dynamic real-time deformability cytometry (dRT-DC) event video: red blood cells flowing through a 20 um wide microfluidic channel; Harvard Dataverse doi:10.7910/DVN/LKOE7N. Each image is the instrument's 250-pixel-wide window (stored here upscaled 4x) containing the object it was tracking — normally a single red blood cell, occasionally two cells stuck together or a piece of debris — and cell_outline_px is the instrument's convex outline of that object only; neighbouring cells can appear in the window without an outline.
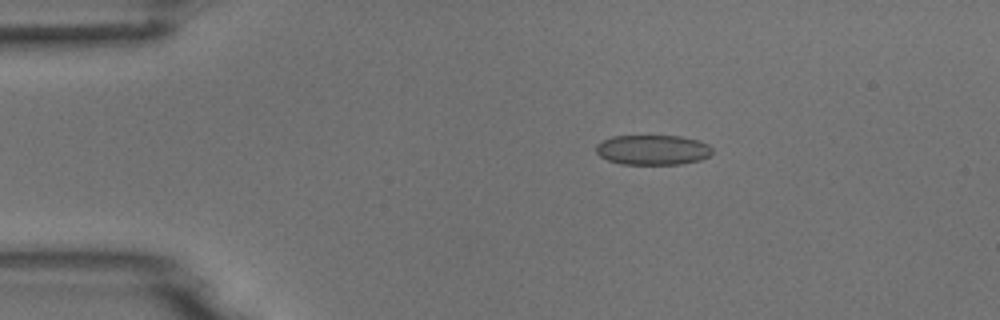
{"species": "common noctule bat (a hibernating species)", "species_latin": "Nyctalus noctula", "temperature_condition": "room temperature", "stored_images_in_passage": 4, "camera_frame_rate_fps": 3000, "um_per_image_px": 0.085, "animal": {"sex": "male", "body_mass_g": 18.8}, "frame": {"image": 1, "passage_image": 2, "time_ms": 0.333, "image_size_px": [1000, 320], "cell_outline_px": [[712, 152], [708, 156], [700, 160], [680, 164], [620, 164], [608, 160], [600, 156], [596, 152], [596, 144], [612, 136], [680, 136], [696, 140], [708, 144], [712, 148]], "centroid_in_image_um": [55.47, 12.74], "position_along_channel_um": 29.5, "area_um2": 20.23}}
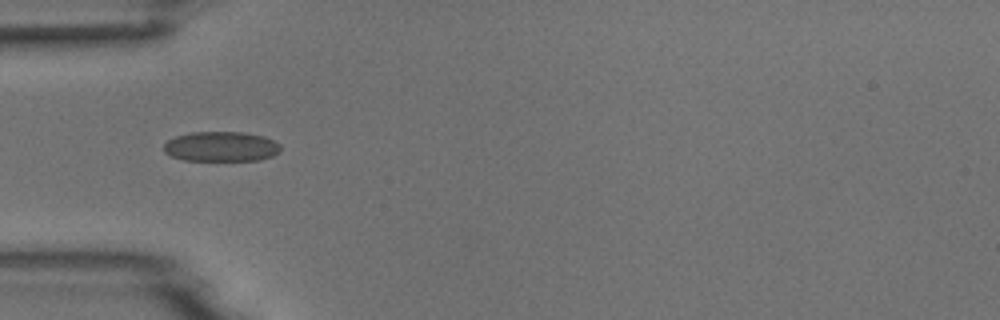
{"frame": {"image": 2, "passage_image": 4, "time_ms": 1.0, "image_size_px": [1000, 320], "cell_outline_px": [[280, 152], [272, 156], [260, 160], [184, 160], [172, 156], [164, 152], [164, 144], [168, 140], [176, 136], [192, 132], [244, 132], [264, 136], [280, 144]], "centroid_in_image_um": [18.81, 12.45], "position_along_channel_um": 66.2, "area_um2": 20.35}}